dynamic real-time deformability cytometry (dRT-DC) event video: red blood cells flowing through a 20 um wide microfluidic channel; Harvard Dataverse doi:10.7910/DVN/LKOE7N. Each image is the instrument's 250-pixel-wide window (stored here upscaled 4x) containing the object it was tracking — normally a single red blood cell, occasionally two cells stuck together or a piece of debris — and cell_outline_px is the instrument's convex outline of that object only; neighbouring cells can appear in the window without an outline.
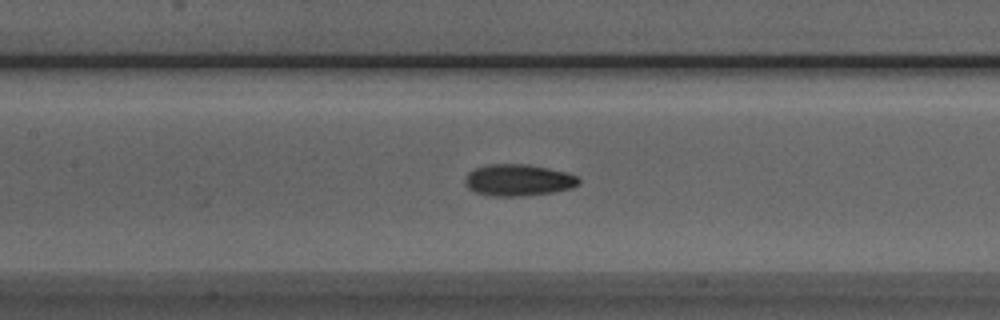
{"species": "Egyptian fruit bat (a non-hibernating species)", "species_latin": "Rousettus aegyptiacus", "temperature_condition": "room temperature", "stored_images_in_passage": 29, "camera_frame_rate_fps": 3000, "um_per_image_px": 0.085, "animal": {"sex": "male"}, "frame": {"image": 1, "passage_image": 11, "time_ms": 3.333, "image_size_px": [1000, 320], "cell_outline_px": [[580, 184], [572, 188], [552, 192], [524, 196], [492, 196], [476, 192], [468, 188], [464, 184], [464, 176], [468, 172], [476, 168], [488, 164], [528, 164], [568, 172], [576, 176], [580, 180]], "centroid_in_image_um": [44.05, 15.3], "position_along_channel_um": 163.4, "area_um2": 21.15}}
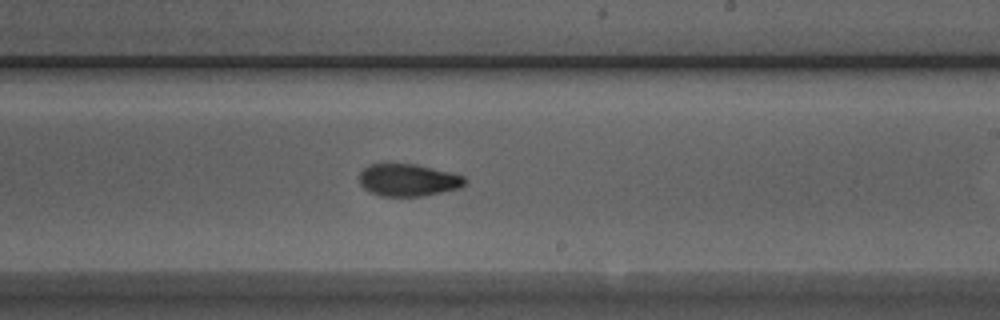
{"frame": {"image": 2, "passage_image": 18, "time_ms": 5.667, "image_size_px": [1000, 320], "cell_outline_px": [[468, 180], [460, 188], [424, 196], [380, 196], [364, 188], [360, 184], [360, 172], [368, 164], [416, 164], [464, 176]], "centroid_in_image_um": [34.7, 15.31], "position_along_channel_um": 254.3, "area_um2": 19.77}}
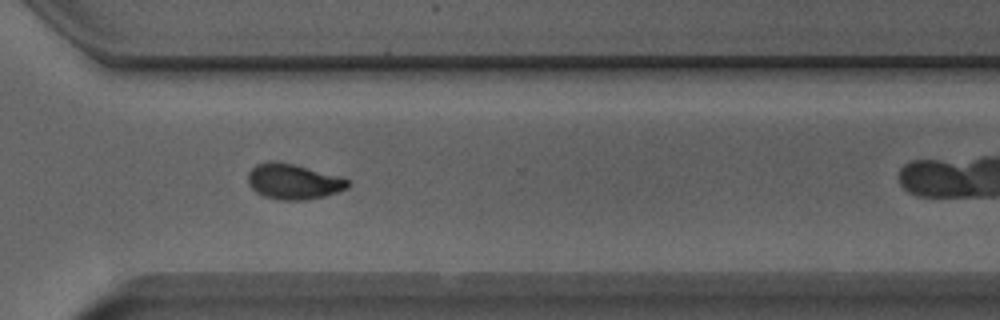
{"frame": {"image": 3, "passage_image": 25, "time_ms": 8.0, "image_size_px": [1000, 320], "cell_outline_px": [[348, 188], [324, 196], [308, 200], [280, 200], [264, 196], [256, 192], [248, 184], [248, 172], [256, 164], [268, 160], [272, 160], [296, 164], [344, 176], [348, 180]], "centroid_in_image_um": [24.95, 15.41], "position_along_channel_um": 345.7, "area_um2": 21.04}}